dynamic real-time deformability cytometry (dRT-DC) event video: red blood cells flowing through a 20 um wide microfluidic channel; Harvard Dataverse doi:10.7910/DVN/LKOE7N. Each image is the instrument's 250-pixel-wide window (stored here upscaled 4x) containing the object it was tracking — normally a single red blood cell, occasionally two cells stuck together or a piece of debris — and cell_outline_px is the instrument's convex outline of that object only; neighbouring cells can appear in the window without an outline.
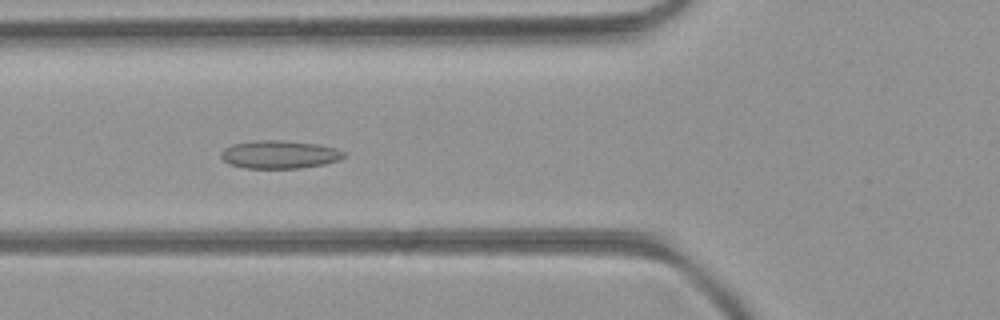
{"species": "common noctule bat (a hibernating species)", "species_latin": "Nyctalus noctula", "temperature_condition": "room temperature", "stored_images_in_passage": 50, "camera_frame_rate_fps": 3000, "um_per_image_px": 0.085, "animal": {"sex": "female", "body_mass_g": 21.9}, "frame": {"image": 1, "passage_image": 18, "time_ms": 5.667, "image_size_px": [1000, 320], "cell_outline_px": [[348, 156], [340, 160], [324, 164], [300, 168], [244, 168], [228, 164], [220, 156], [220, 152], [224, 148], [232, 144], [256, 140], [284, 140], [320, 144], [336, 148], [344, 152]], "centroid_in_image_um": [23.77, 13.12], "position_along_channel_um": 102.0, "area_um2": 20.4}}
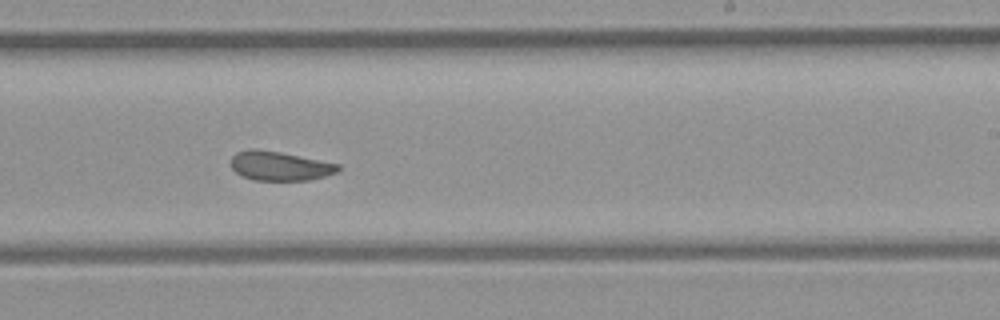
{"frame": {"image": 2, "passage_image": 30, "time_ms": 9.667, "image_size_px": [1000, 320], "cell_outline_px": [[340, 168], [336, 172], [324, 176], [308, 180], [256, 180], [240, 176], [232, 168], [232, 156], [236, 152], [248, 148], [256, 148], [280, 152], [340, 164]], "centroid_in_image_um": [23.74, 14.09], "position_along_channel_um": 265.3, "area_um2": 18.21}}
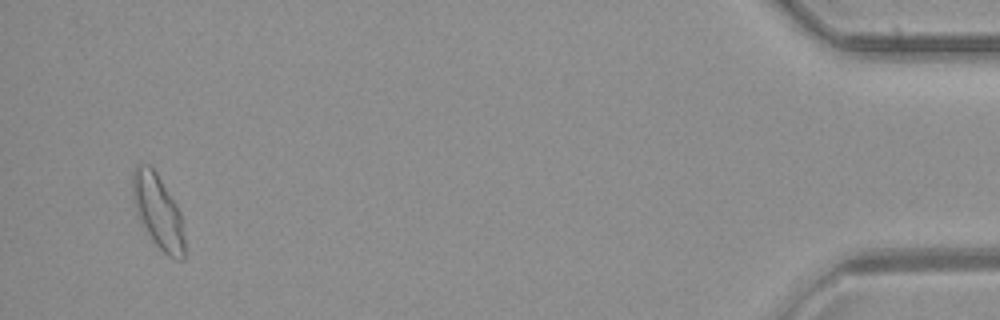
{"frame": {"image": 3, "passage_image": 48, "time_ms": 15.667, "image_size_px": [1000, 320], "cell_outline_px": [[184, 260], [176, 260], [168, 256], [152, 240], [136, 212], [132, 196], [132, 172], [140, 164], [148, 164], [156, 172], [176, 204], [180, 212], [184, 240]], "centroid_in_image_um": [13.43, 17.98], "position_along_channel_um": 421.8, "area_um2": 22.02}, "authors_computed_cell_mechanics": {"area_um2": 19.9121, "velocity_mm_per_s": 4.0746, "shape_relaxation_time_tau1_ms": null, "shape_relaxation_time_tau2_ms": 2.6855, "deformation_change_tau1": null, "deformation_change_tau2": 0.085}}